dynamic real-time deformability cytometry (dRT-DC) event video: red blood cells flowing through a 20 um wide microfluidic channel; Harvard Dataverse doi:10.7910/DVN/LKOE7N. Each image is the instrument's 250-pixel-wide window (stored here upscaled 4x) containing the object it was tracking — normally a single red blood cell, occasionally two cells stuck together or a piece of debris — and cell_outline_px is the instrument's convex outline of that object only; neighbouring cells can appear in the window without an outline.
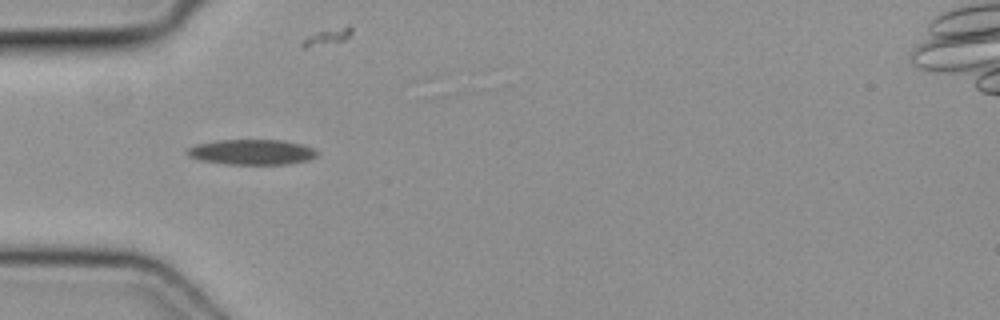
{"species": "common noctule bat (a hibernating species)", "species_latin": "Nyctalus noctula", "temperature_condition": "cold", "stored_images_in_passage": 35, "camera_frame_rate_fps": 3000, "um_per_image_px": 0.085, "animal": {"sex": "female", "body_mass_g": 19.3, "forearm_length_mm": 54.1}, "frame": {"image": 1, "passage_image": 1, "time_ms": 0.0, "image_size_px": [1000, 320], "cell_outline_px": [[320, 152], [316, 156], [308, 160], [284, 164], [228, 164], [200, 160], [188, 156], [184, 152], [188, 148], [196, 144], [216, 140], [280, 140], [300, 144], [312, 148]], "centroid_in_image_um": [21.36, 12.92], "position_along_channel_um": 63.6, "area_um2": 19.07}}
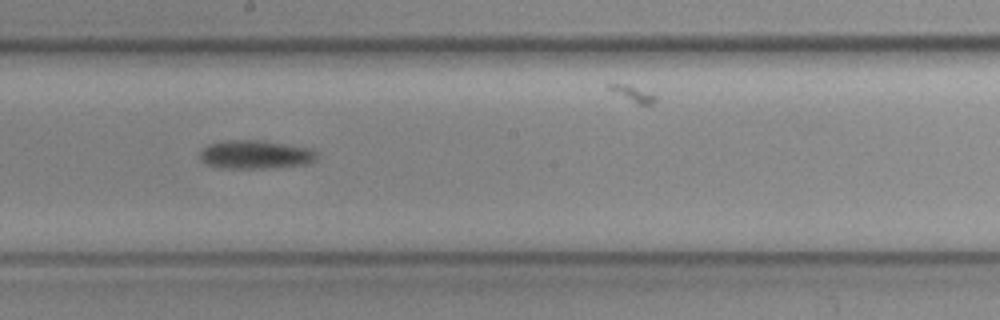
{"frame": {"image": 2, "passage_image": 13, "time_ms": 4.0, "image_size_px": [1000, 320], "cell_outline_px": [[320, 156], [316, 160], [308, 164], [264, 168], [220, 168], [208, 164], [200, 160], [200, 152], [208, 144], [224, 140], [264, 140], [312, 148]], "centroid_in_image_um": [21.75, 13.13], "position_along_channel_um": 226.4, "area_um2": 19.71}}
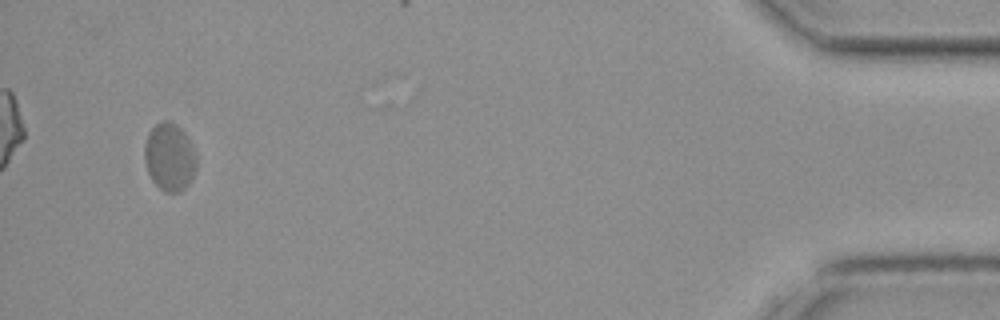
{"frame": {"image": 3, "passage_image": 33, "time_ms": 10.667, "image_size_px": [1000, 320], "cell_outline_px": [[196, 168], [188, 184], [180, 192], [164, 192], [152, 180], [148, 172], [144, 160], [144, 148], [148, 132], [160, 120], [168, 120], [176, 124], [184, 132], [196, 156]], "centroid_in_image_um": [14.39, 13.34], "position_along_channel_um": 420.8, "area_um2": 20.4}}